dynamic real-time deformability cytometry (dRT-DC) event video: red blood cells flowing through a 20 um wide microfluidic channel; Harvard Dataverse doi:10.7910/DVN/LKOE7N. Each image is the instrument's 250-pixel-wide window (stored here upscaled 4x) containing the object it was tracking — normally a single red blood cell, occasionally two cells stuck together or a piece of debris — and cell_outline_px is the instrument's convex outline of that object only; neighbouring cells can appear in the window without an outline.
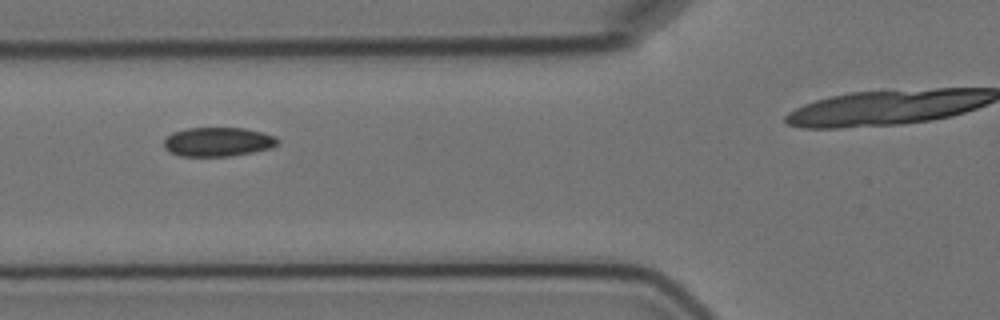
{"species": "Egyptian fruit bat (a non-hibernating species)", "species_latin": "Rousettus aegyptiacus", "temperature_condition": "cold", "stored_images_in_passage": 5, "camera_frame_rate_fps": 3000, "um_per_image_px": 0.085, "animal": {"sex": "female"}, "frame": {"image": 1, "passage_image": 4, "time_ms": 3.333, "image_size_px": [1000, 320], "cell_outline_px": [[280, 140], [272, 148], [252, 152], [228, 156], [180, 156], [168, 152], [164, 148], [164, 140], [172, 132], [188, 128], [244, 128], [276, 136]], "centroid_in_image_um": [18.5, 12.06], "position_along_channel_um": 107.3, "area_um2": 19.31}}